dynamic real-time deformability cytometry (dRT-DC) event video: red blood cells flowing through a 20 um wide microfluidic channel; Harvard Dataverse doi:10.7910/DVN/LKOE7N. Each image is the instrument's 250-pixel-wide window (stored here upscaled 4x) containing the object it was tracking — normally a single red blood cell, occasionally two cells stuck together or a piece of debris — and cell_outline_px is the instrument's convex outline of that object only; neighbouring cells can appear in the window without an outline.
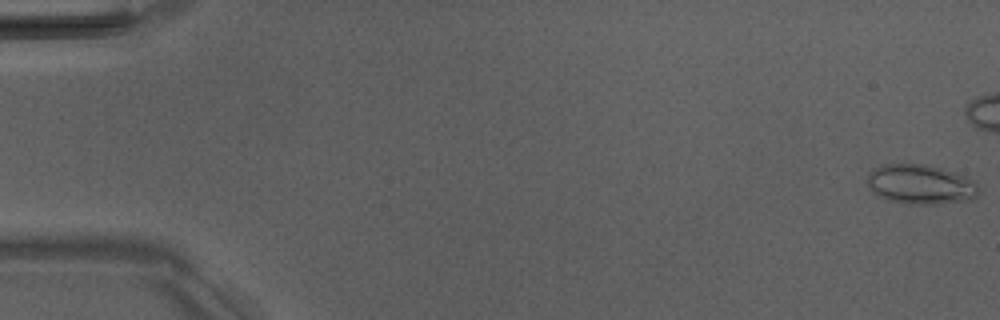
{"species": "Egyptian fruit bat (a non-hibernating species)", "species_latin": "Rousettus aegyptiacus", "temperature_condition": "room temperature", "stored_images_in_passage": 44, "camera_frame_rate_fps": 3000, "um_per_image_px": 0.085, "animal": {"sex": "male"}, "frame": {"image": 1, "passage_image": 1, "time_ms": 0.0, "image_size_px": [1000, 320], "cell_outline_px": [[980, 192], [976, 196], [964, 200], [936, 204], [912, 204], [888, 200], [880, 196], [868, 184], [868, 172], [884, 164], [924, 164], [940, 168], [976, 180], [980, 188]], "centroid_in_image_um": [78.29, 15.66], "position_along_channel_um": 6.7, "area_um2": 25.37}}